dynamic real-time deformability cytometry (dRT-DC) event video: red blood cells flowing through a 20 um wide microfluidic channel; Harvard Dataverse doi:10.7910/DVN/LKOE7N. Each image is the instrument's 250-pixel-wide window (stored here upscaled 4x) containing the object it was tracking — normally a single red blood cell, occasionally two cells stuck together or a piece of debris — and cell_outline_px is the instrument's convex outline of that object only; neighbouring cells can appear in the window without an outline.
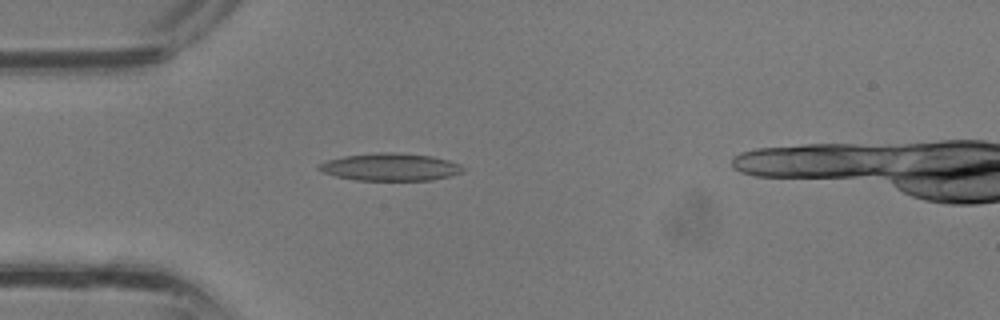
{"species": "common noctule bat (a hibernating species)", "species_latin": "Nyctalus noctula", "temperature_condition": "room temperature", "stored_images_in_passage": 9, "camera_frame_rate_fps": 3000, "um_per_image_px": 0.085, "animal": {"sex": "male", "body_mass_g": 13.3}, "frame": {"image": 1, "passage_image": 6, "time_ms": 1.667, "image_size_px": [1000, 320], "cell_outline_px": [[464, 172], [452, 176], [432, 180], [356, 180], [336, 176], [324, 172], [316, 168], [320, 164], [328, 160], [344, 156], [376, 152], [400, 152], [432, 156], [448, 160], [460, 164], [464, 168]], "centroid_in_image_um": [33.23, 14.19], "position_along_channel_um": 51.8, "area_um2": 23.18}}
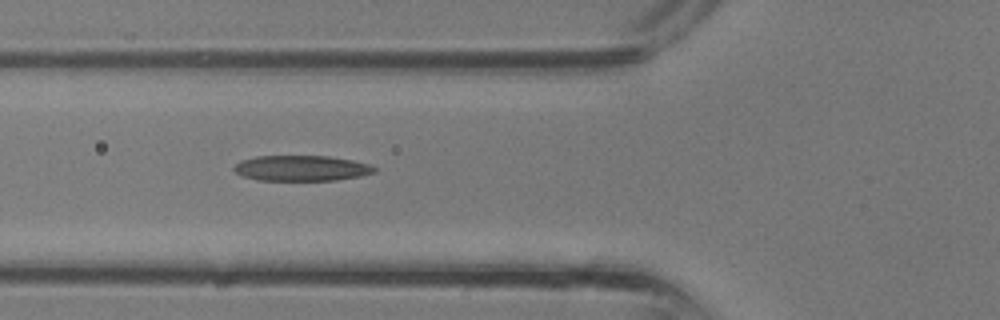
{"frame": {"image": 2, "passage_image": 9, "time_ms": 2.667, "image_size_px": [1000, 320], "cell_outline_px": [[376, 172], [360, 176], [336, 180], [260, 180], [244, 176], [236, 172], [232, 168], [240, 160], [256, 156], [328, 156], [352, 160], [368, 164], [376, 168]], "centroid_in_image_um": [25.62, 14.29], "position_along_channel_um": 100.2, "area_um2": 20.75}}